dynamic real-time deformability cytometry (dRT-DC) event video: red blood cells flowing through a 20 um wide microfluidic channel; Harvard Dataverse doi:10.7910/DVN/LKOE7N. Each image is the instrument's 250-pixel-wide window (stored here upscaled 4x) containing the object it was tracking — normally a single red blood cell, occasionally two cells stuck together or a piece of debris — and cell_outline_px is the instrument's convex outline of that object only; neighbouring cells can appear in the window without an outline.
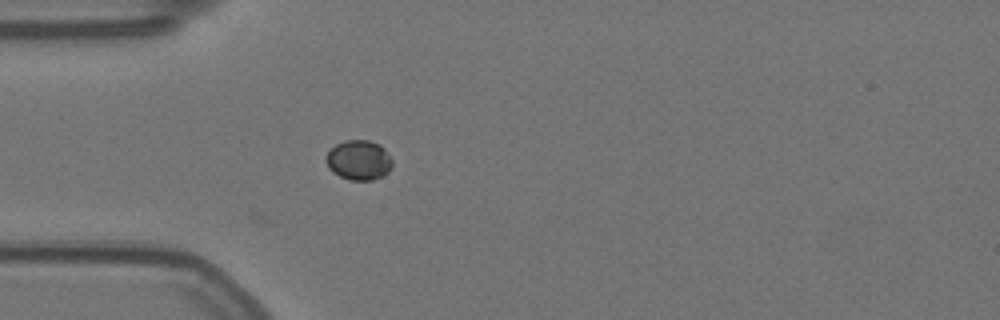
{"species": "Egyptian fruit bat (a non-hibernating species)", "species_latin": "Rousettus aegyptiacus", "temperature_condition": "warm", "stored_images_in_passage": 2, "camera_frame_rate_fps": 3000, "um_per_image_px": 0.085, "animal": {"sex": "female"}, "frame": {"image": 1, "passage_image": 2, "time_ms": 0.333, "image_size_px": [1000, 320], "cell_outline_px": [[392, 168], [384, 176], [372, 180], [352, 180], [340, 176], [332, 172], [328, 168], [324, 160], [328, 152], [336, 144], [344, 140], [368, 140], [380, 144], [384, 148], [392, 160]], "centroid_in_image_um": [30.5, 13.61], "position_along_channel_um": 54.5, "area_um2": 15.55}}